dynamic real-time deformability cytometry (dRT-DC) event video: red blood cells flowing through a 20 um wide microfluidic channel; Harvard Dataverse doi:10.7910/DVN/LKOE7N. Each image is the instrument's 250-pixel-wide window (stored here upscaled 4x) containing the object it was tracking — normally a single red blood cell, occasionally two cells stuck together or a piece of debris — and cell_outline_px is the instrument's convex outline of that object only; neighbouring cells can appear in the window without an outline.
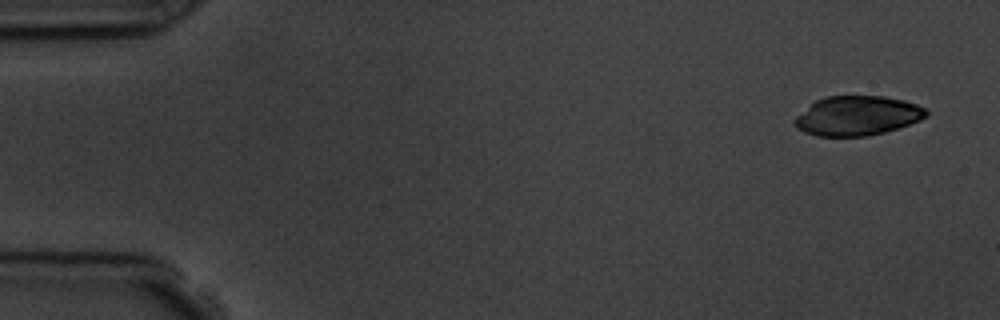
{"species": "common noctule bat (a hibernating species)", "species_latin": "Nyctalus noctula", "temperature_condition": "room temperature", "stored_images_in_passage": 5, "camera_frame_rate_fps": 3000, "um_per_image_px": 0.085, "animal": {"sex": "male", "body_mass_g": 19.5, "forearm_length_mm": 54.6}, "frame": {"image": 1, "passage_image": 1, "time_ms": 0.0, "image_size_px": [1000, 320], "cell_outline_px": [[928, 116], [920, 120], [884, 132], [868, 136], [816, 136], [804, 132], [796, 128], [792, 120], [796, 116], [816, 100], [824, 96], [884, 96], [904, 100], [916, 104], [924, 108], [928, 112]], "centroid_in_image_um": [72.84, 9.84], "position_along_channel_um": 12.2, "area_um2": 30.29}}